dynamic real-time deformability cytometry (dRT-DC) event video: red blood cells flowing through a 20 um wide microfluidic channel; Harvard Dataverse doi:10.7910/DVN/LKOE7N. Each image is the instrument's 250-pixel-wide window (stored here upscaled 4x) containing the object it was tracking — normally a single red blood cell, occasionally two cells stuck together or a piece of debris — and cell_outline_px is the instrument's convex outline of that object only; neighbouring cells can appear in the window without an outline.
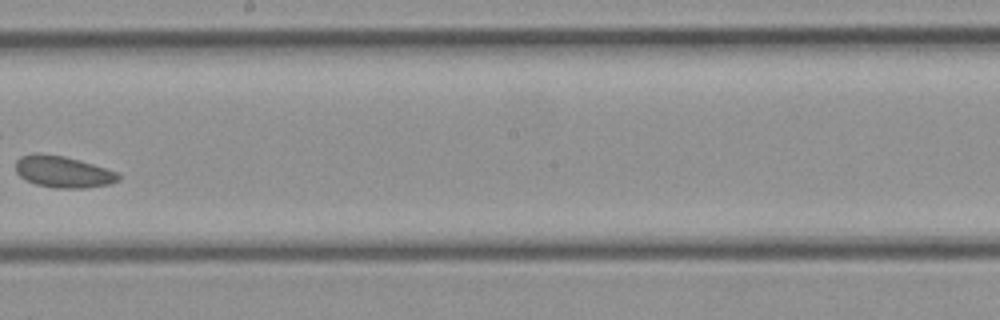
{"species": "common noctule bat (a hibernating species)", "species_latin": "Nyctalus noctula", "temperature_condition": "cold", "stored_images_in_passage": 21, "camera_frame_rate_fps": 3000, "um_per_image_px": 0.085, "animal": {"sex": "female", "body_mass_g": 21.9}, "frame": {"image": 1, "passage_image": 10, "time_ms": 3.0, "image_size_px": [1000, 320], "cell_outline_px": [[120, 180], [112, 184], [84, 188], [56, 188], [36, 184], [24, 180], [16, 172], [16, 160], [20, 156], [32, 152], [36, 152], [64, 156], [80, 160], [120, 172]], "centroid_in_image_um": [5.37, 14.59], "position_along_channel_um": 242.8, "area_um2": 19.31}}
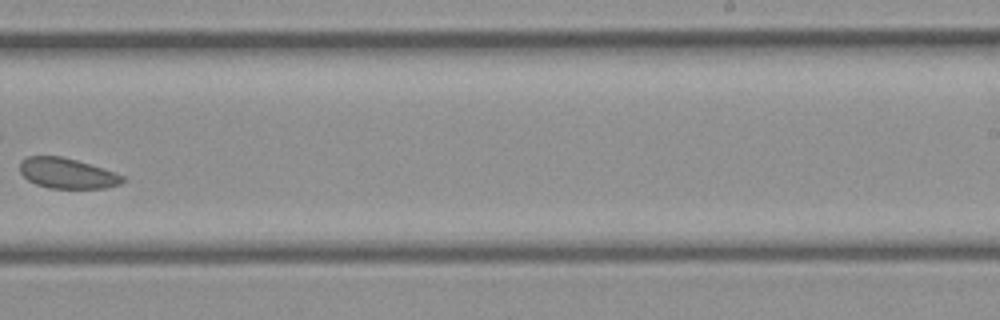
{"frame": {"image": 2, "passage_image": 12, "time_ms": 3.667, "image_size_px": [1000, 320], "cell_outline_px": [[124, 180], [120, 184], [104, 188], [48, 188], [36, 184], [28, 180], [20, 172], [20, 160], [28, 156], [60, 156], [76, 160], [116, 172], [124, 176]], "centroid_in_image_um": [5.7, 14.73], "position_along_channel_um": 283.3, "area_um2": 18.15}}